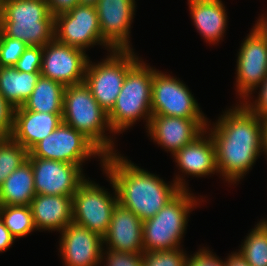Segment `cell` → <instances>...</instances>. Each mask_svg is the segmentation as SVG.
Returning <instances> with one entry per match:
<instances>
[{"mask_svg": "<svg viewBox=\"0 0 267 266\" xmlns=\"http://www.w3.org/2000/svg\"><path fill=\"white\" fill-rule=\"evenodd\" d=\"M54 39L62 44L83 50L94 45L114 49L102 38L94 6L77 5L69 12L54 17Z\"/></svg>", "mask_w": 267, "mask_h": 266, "instance_id": "10", "label": "cell"}, {"mask_svg": "<svg viewBox=\"0 0 267 266\" xmlns=\"http://www.w3.org/2000/svg\"><path fill=\"white\" fill-rule=\"evenodd\" d=\"M190 16L201 36L209 44L223 40L227 12L221 0H188Z\"/></svg>", "mask_w": 267, "mask_h": 266, "instance_id": "22", "label": "cell"}, {"mask_svg": "<svg viewBox=\"0 0 267 266\" xmlns=\"http://www.w3.org/2000/svg\"><path fill=\"white\" fill-rule=\"evenodd\" d=\"M14 67L21 72L40 73L42 67V47L28 46Z\"/></svg>", "mask_w": 267, "mask_h": 266, "instance_id": "31", "label": "cell"}, {"mask_svg": "<svg viewBox=\"0 0 267 266\" xmlns=\"http://www.w3.org/2000/svg\"><path fill=\"white\" fill-rule=\"evenodd\" d=\"M107 178L112 184L113 191L115 190L114 196L105 187L102 188L94 181L87 179L72 196L73 222L86 227L101 237L106 234L113 209L118 203L114 183L108 176Z\"/></svg>", "mask_w": 267, "mask_h": 266, "instance_id": "9", "label": "cell"}, {"mask_svg": "<svg viewBox=\"0 0 267 266\" xmlns=\"http://www.w3.org/2000/svg\"><path fill=\"white\" fill-rule=\"evenodd\" d=\"M63 122L87 137L104 155L116 153L114 141L105 131L114 133L108 114L99 106L83 82L65 87Z\"/></svg>", "mask_w": 267, "mask_h": 266, "instance_id": "3", "label": "cell"}, {"mask_svg": "<svg viewBox=\"0 0 267 266\" xmlns=\"http://www.w3.org/2000/svg\"><path fill=\"white\" fill-rule=\"evenodd\" d=\"M97 2L98 0H79L80 5H87V6H94V7Z\"/></svg>", "mask_w": 267, "mask_h": 266, "instance_id": "41", "label": "cell"}, {"mask_svg": "<svg viewBox=\"0 0 267 266\" xmlns=\"http://www.w3.org/2000/svg\"><path fill=\"white\" fill-rule=\"evenodd\" d=\"M244 39L236 62L237 88H235L243 101L250 100L252 92L258 90V86L267 77L266 41L254 28Z\"/></svg>", "mask_w": 267, "mask_h": 266, "instance_id": "14", "label": "cell"}, {"mask_svg": "<svg viewBox=\"0 0 267 266\" xmlns=\"http://www.w3.org/2000/svg\"><path fill=\"white\" fill-rule=\"evenodd\" d=\"M125 158L105 155L102 168L114 183L118 203L142 221L154 217L181 190H189L183 176L176 175L169 184Z\"/></svg>", "mask_w": 267, "mask_h": 266, "instance_id": "2", "label": "cell"}, {"mask_svg": "<svg viewBox=\"0 0 267 266\" xmlns=\"http://www.w3.org/2000/svg\"><path fill=\"white\" fill-rule=\"evenodd\" d=\"M245 238L238 253L250 266H267V224L260 220Z\"/></svg>", "mask_w": 267, "mask_h": 266, "instance_id": "26", "label": "cell"}, {"mask_svg": "<svg viewBox=\"0 0 267 266\" xmlns=\"http://www.w3.org/2000/svg\"><path fill=\"white\" fill-rule=\"evenodd\" d=\"M0 30L27 46L43 47L54 40V16L43 0H2Z\"/></svg>", "mask_w": 267, "mask_h": 266, "instance_id": "4", "label": "cell"}, {"mask_svg": "<svg viewBox=\"0 0 267 266\" xmlns=\"http://www.w3.org/2000/svg\"><path fill=\"white\" fill-rule=\"evenodd\" d=\"M103 246L126 253H143V221L119 203L113 209Z\"/></svg>", "mask_w": 267, "mask_h": 266, "instance_id": "18", "label": "cell"}, {"mask_svg": "<svg viewBox=\"0 0 267 266\" xmlns=\"http://www.w3.org/2000/svg\"><path fill=\"white\" fill-rule=\"evenodd\" d=\"M15 108L0 93V137H10L14 126Z\"/></svg>", "mask_w": 267, "mask_h": 266, "instance_id": "33", "label": "cell"}, {"mask_svg": "<svg viewBox=\"0 0 267 266\" xmlns=\"http://www.w3.org/2000/svg\"><path fill=\"white\" fill-rule=\"evenodd\" d=\"M186 266H225V261L208 248L202 247L193 256L190 255Z\"/></svg>", "mask_w": 267, "mask_h": 266, "instance_id": "34", "label": "cell"}, {"mask_svg": "<svg viewBox=\"0 0 267 266\" xmlns=\"http://www.w3.org/2000/svg\"><path fill=\"white\" fill-rule=\"evenodd\" d=\"M28 151L11 137H0V187L28 158Z\"/></svg>", "mask_w": 267, "mask_h": 266, "instance_id": "28", "label": "cell"}, {"mask_svg": "<svg viewBox=\"0 0 267 266\" xmlns=\"http://www.w3.org/2000/svg\"><path fill=\"white\" fill-rule=\"evenodd\" d=\"M40 73L18 71L15 67H0V93L14 108L21 107L34 90Z\"/></svg>", "mask_w": 267, "mask_h": 266, "instance_id": "24", "label": "cell"}, {"mask_svg": "<svg viewBox=\"0 0 267 266\" xmlns=\"http://www.w3.org/2000/svg\"><path fill=\"white\" fill-rule=\"evenodd\" d=\"M225 266H250L247 261L243 258V256L238 253L234 252L230 254L226 261H225Z\"/></svg>", "mask_w": 267, "mask_h": 266, "instance_id": "38", "label": "cell"}, {"mask_svg": "<svg viewBox=\"0 0 267 266\" xmlns=\"http://www.w3.org/2000/svg\"><path fill=\"white\" fill-rule=\"evenodd\" d=\"M262 152L267 156V117L262 118Z\"/></svg>", "mask_w": 267, "mask_h": 266, "instance_id": "40", "label": "cell"}, {"mask_svg": "<svg viewBox=\"0 0 267 266\" xmlns=\"http://www.w3.org/2000/svg\"><path fill=\"white\" fill-rule=\"evenodd\" d=\"M257 23L253 28L257 31V33L266 41L267 43V13L261 15V18L256 21Z\"/></svg>", "mask_w": 267, "mask_h": 266, "instance_id": "39", "label": "cell"}, {"mask_svg": "<svg viewBox=\"0 0 267 266\" xmlns=\"http://www.w3.org/2000/svg\"><path fill=\"white\" fill-rule=\"evenodd\" d=\"M109 54L98 63L89 59L84 77V83L107 114L116 102L127 72L140 60L133 50H113Z\"/></svg>", "mask_w": 267, "mask_h": 266, "instance_id": "7", "label": "cell"}, {"mask_svg": "<svg viewBox=\"0 0 267 266\" xmlns=\"http://www.w3.org/2000/svg\"><path fill=\"white\" fill-rule=\"evenodd\" d=\"M35 196L33 170L27 159L7 177L0 187V205L30 206Z\"/></svg>", "mask_w": 267, "mask_h": 266, "instance_id": "23", "label": "cell"}, {"mask_svg": "<svg viewBox=\"0 0 267 266\" xmlns=\"http://www.w3.org/2000/svg\"><path fill=\"white\" fill-rule=\"evenodd\" d=\"M106 250L102 252L101 257V260L105 259L106 266H142V253H126L110 248Z\"/></svg>", "mask_w": 267, "mask_h": 266, "instance_id": "32", "label": "cell"}, {"mask_svg": "<svg viewBox=\"0 0 267 266\" xmlns=\"http://www.w3.org/2000/svg\"><path fill=\"white\" fill-rule=\"evenodd\" d=\"M239 104L218 117L214 126L209 128L207 123L206 127L215 143L218 173L234 184L252 169L262 152V118Z\"/></svg>", "mask_w": 267, "mask_h": 266, "instance_id": "1", "label": "cell"}, {"mask_svg": "<svg viewBox=\"0 0 267 266\" xmlns=\"http://www.w3.org/2000/svg\"><path fill=\"white\" fill-rule=\"evenodd\" d=\"M62 115L34 112L22 106L15 108L14 126L10 137L29 151L63 122Z\"/></svg>", "mask_w": 267, "mask_h": 266, "instance_id": "20", "label": "cell"}, {"mask_svg": "<svg viewBox=\"0 0 267 266\" xmlns=\"http://www.w3.org/2000/svg\"><path fill=\"white\" fill-rule=\"evenodd\" d=\"M0 218L16 239L36 230L30 206L0 205Z\"/></svg>", "mask_w": 267, "mask_h": 266, "instance_id": "27", "label": "cell"}, {"mask_svg": "<svg viewBox=\"0 0 267 266\" xmlns=\"http://www.w3.org/2000/svg\"><path fill=\"white\" fill-rule=\"evenodd\" d=\"M206 132L173 155L178 170L184 175L204 177L218 173L215 143L210 133L205 135Z\"/></svg>", "mask_w": 267, "mask_h": 266, "instance_id": "19", "label": "cell"}, {"mask_svg": "<svg viewBox=\"0 0 267 266\" xmlns=\"http://www.w3.org/2000/svg\"><path fill=\"white\" fill-rule=\"evenodd\" d=\"M208 118H182L152 115L145 127L153 142H157L173 156L185 145L192 143L207 127Z\"/></svg>", "mask_w": 267, "mask_h": 266, "instance_id": "15", "label": "cell"}, {"mask_svg": "<svg viewBox=\"0 0 267 266\" xmlns=\"http://www.w3.org/2000/svg\"><path fill=\"white\" fill-rule=\"evenodd\" d=\"M33 170L36 194L73 196L86 180L83 168L57 160L27 158Z\"/></svg>", "mask_w": 267, "mask_h": 266, "instance_id": "13", "label": "cell"}, {"mask_svg": "<svg viewBox=\"0 0 267 266\" xmlns=\"http://www.w3.org/2000/svg\"><path fill=\"white\" fill-rule=\"evenodd\" d=\"M15 239L16 238L9 232L0 218V253L8 250Z\"/></svg>", "mask_w": 267, "mask_h": 266, "instance_id": "37", "label": "cell"}, {"mask_svg": "<svg viewBox=\"0 0 267 266\" xmlns=\"http://www.w3.org/2000/svg\"><path fill=\"white\" fill-rule=\"evenodd\" d=\"M258 87L260 89L259 95L253 103L249 100H244L241 103L252 113L260 118H265L267 117V77Z\"/></svg>", "mask_w": 267, "mask_h": 266, "instance_id": "35", "label": "cell"}, {"mask_svg": "<svg viewBox=\"0 0 267 266\" xmlns=\"http://www.w3.org/2000/svg\"><path fill=\"white\" fill-rule=\"evenodd\" d=\"M88 55L55 39L42 47L41 76L70 86L84 82Z\"/></svg>", "mask_w": 267, "mask_h": 266, "instance_id": "12", "label": "cell"}, {"mask_svg": "<svg viewBox=\"0 0 267 266\" xmlns=\"http://www.w3.org/2000/svg\"><path fill=\"white\" fill-rule=\"evenodd\" d=\"M2 0H0V15H1Z\"/></svg>", "mask_w": 267, "mask_h": 266, "instance_id": "42", "label": "cell"}, {"mask_svg": "<svg viewBox=\"0 0 267 266\" xmlns=\"http://www.w3.org/2000/svg\"><path fill=\"white\" fill-rule=\"evenodd\" d=\"M183 251L182 248L144 251L142 253V266H186L189 256Z\"/></svg>", "mask_w": 267, "mask_h": 266, "instance_id": "29", "label": "cell"}, {"mask_svg": "<svg viewBox=\"0 0 267 266\" xmlns=\"http://www.w3.org/2000/svg\"><path fill=\"white\" fill-rule=\"evenodd\" d=\"M135 3V0H98L95 5L102 38L114 50H133L129 38Z\"/></svg>", "mask_w": 267, "mask_h": 266, "instance_id": "16", "label": "cell"}, {"mask_svg": "<svg viewBox=\"0 0 267 266\" xmlns=\"http://www.w3.org/2000/svg\"><path fill=\"white\" fill-rule=\"evenodd\" d=\"M64 91V85L40 75L22 107L34 112L63 114Z\"/></svg>", "mask_w": 267, "mask_h": 266, "instance_id": "25", "label": "cell"}, {"mask_svg": "<svg viewBox=\"0 0 267 266\" xmlns=\"http://www.w3.org/2000/svg\"><path fill=\"white\" fill-rule=\"evenodd\" d=\"M198 200L189 190H181L154 217L143 221L144 251L180 248L189 213Z\"/></svg>", "mask_w": 267, "mask_h": 266, "instance_id": "6", "label": "cell"}, {"mask_svg": "<svg viewBox=\"0 0 267 266\" xmlns=\"http://www.w3.org/2000/svg\"><path fill=\"white\" fill-rule=\"evenodd\" d=\"M261 221L267 224V219H262Z\"/></svg>", "mask_w": 267, "mask_h": 266, "instance_id": "43", "label": "cell"}, {"mask_svg": "<svg viewBox=\"0 0 267 266\" xmlns=\"http://www.w3.org/2000/svg\"><path fill=\"white\" fill-rule=\"evenodd\" d=\"M28 157L57 160L83 167V162L93 156L104 154L82 133L62 122L51 134L36 143L29 151Z\"/></svg>", "mask_w": 267, "mask_h": 266, "instance_id": "8", "label": "cell"}, {"mask_svg": "<svg viewBox=\"0 0 267 266\" xmlns=\"http://www.w3.org/2000/svg\"><path fill=\"white\" fill-rule=\"evenodd\" d=\"M156 69L139 60L126 74L121 91L108 113L114 134L123 133L144 118L148 127L152 116L151 91Z\"/></svg>", "mask_w": 267, "mask_h": 266, "instance_id": "5", "label": "cell"}, {"mask_svg": "<svg viewBox=\"0 0 267 266\" xmlns=\"http://www.w3.org/2000/svg\"><path fill=\"white\" fill-rule=\"evenodd\" d=\"M60 234L59 252L65 266L101 265L105 246L99 234L73 221Z\"/></svg>", "mask_w": 267, "mask_h": 266, "instance_id": "17", "label": "cell"}, {"mask_svg": "<svg viewBox=\"0 0 267 266\" xmlns=\"http://www.w3.org/2000/svg\"><path fill=\"white\" fill-rule=\"evenodd\" d=\"M30 208L36 231L61 232L73 221L72 196L36 194Z\"/></svg>", "mask_w": 267, "mask_h": 266, "instance_id": "21", "label": "cell"}, {"mask_svg": "<svg viewBox=\"0 0 267 266\" xmlns=\"http://www.w3.org/2000/svg\"><path fill=\"white\" fill-rule=\"evenodd\" d=\"M27 47L22 41L8 37L0 30V67H14Z\"/></svg>", "mask_w": 267, "mask_h": 266, "instance_id": "30", "label": "cell"}, {"mask_svg": "<svg viewBox=\"0 0 267 266\" xmlns=\"http://www.w3.org/2000/svg\"><path fill=\"white\" fill-rule=\"evenodd\" d=\"M188 86L180 79L155 70L151 91L152 115L207 118Z\"/></svg>", "mask_w": 267, "mask_h": 266, "instance_id": "11", "label": "cell"}, {"mask_svg": "<svg viewBox=\"0 0 267 266\" xmlns=\"http://www.w3.org/2000/svg\"><path fill=\"white\" fill-rule=\"evenodd\" d=\"M49 13L54 17L69 12L75 6L79 5V0H46Z\"/></svg>", "mask_w": 267, "mask_h": 266, "instance_id": "36", "label": "cell"}]
</instances>
